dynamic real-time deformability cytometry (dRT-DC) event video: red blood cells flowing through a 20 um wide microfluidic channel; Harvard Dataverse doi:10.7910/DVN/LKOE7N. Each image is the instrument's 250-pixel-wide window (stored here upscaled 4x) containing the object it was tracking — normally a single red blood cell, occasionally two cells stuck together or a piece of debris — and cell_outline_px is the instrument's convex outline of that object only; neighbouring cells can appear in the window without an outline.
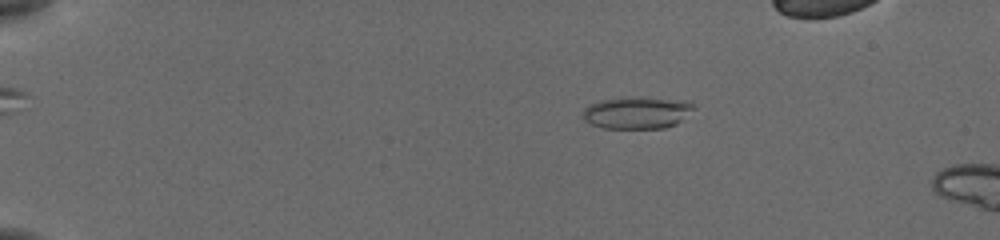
{"species": "common noctule bat (a hibernating species)", "species_latin": "Nyctalus noctula", "temperature_condition": "cold", "stored_images_in_passage": 11, "camera_frame_rate_fps": 3000, "um_per_image_px": 0.085, "animal": {"sex": "female", "body_mass_g": 19.5, "forearm_length_mm": 54.1}, "frame": {"image": 1, "passage_image": 2, "time_ms": 0.333, "image_size_px": [1000, 240], "cell_outline_px": [[696, 108], [676, 124], [664, 128], [604, 128], [592, 124], [584, 120], [580, 116], [584, 108], [588, 104], [600, 100], [620, 96], [644, 96], [692, 100]], "centroid_in_image_um": [54.16, 9.53], "position_along_channel_um": 30.8, "area_um2": 21.62}}